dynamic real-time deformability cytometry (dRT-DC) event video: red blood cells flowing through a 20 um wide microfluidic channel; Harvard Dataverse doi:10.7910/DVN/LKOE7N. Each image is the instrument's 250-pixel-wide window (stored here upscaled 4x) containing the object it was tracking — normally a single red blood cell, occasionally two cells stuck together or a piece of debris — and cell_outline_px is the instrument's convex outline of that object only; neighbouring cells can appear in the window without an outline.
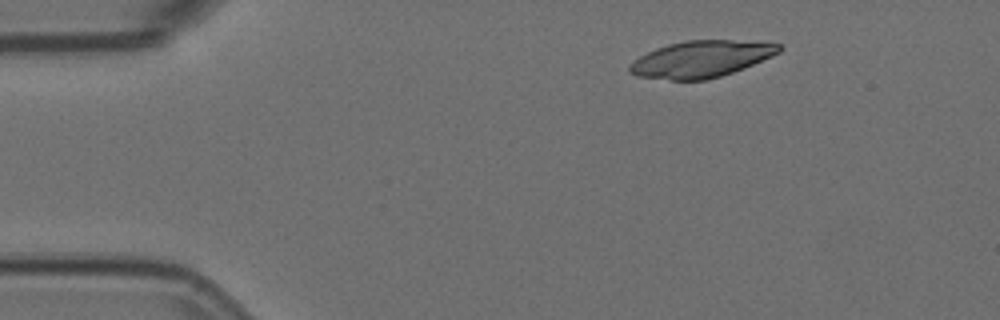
{"species": "Egyptian fruit bat (a non-hibernating species)", "species_latin": "Rousettus aegyptiacus", "temperature_condition": "room temperature", "stored_images_in_passage": 3, "camera_frame_rate_fps": 3000, "um_per_image_px": 0.085, "animal": {"sex": "female"}, "frame": {"image": 1, "passage_image": 1, "time_ms": 0.0, "image_size_px": [1000, 320], "cell_outline_px": [[784, 48], [780, 52], [772, 56], [732, 72], [720, 76], [704, 80], [672, 80], [640, 76], [628, 72], [628, 64], [640, 56], [656, 48], [668, 44], [684, 40], [732, 40], [780, 44]], "centroid_in_image_um": [59.57, 5.01], "position_along_channel_um": 25.4, "area_um2": 31.62}}